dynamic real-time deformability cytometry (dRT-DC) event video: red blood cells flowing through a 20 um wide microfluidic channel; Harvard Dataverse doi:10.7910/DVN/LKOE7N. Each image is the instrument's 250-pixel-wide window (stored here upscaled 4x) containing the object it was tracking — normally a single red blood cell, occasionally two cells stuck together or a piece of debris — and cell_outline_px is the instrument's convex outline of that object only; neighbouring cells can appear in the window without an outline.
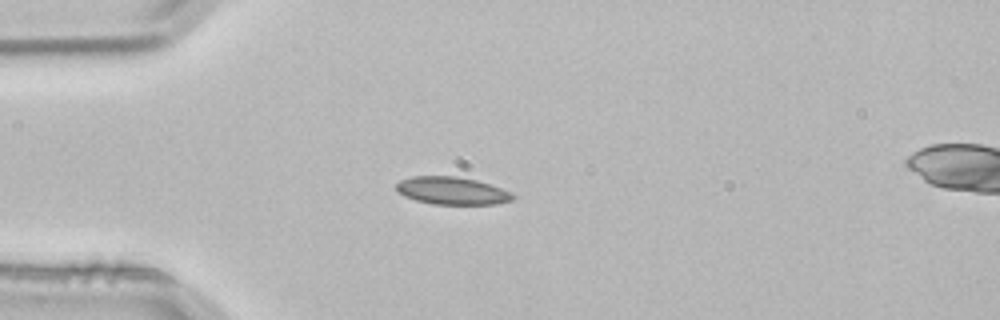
{"species": "common noctule bat (a hibernating species)", "species_latin": "Nyctalus noctula", "temperature_condition": "room temperature", "stored_images_in_passage": 2, "camera_frame_rate_fps": 3000, "um_per_image_px": 0.085, "animal": {"sex": "male", "body_mass_g": 21.5, "forearm_length_mm": 52.0}, "frame": {"image": 1, "passage_image": 1, "time_ms": 0.0, "image_size_px": [1000, 320], "cell_outline_px": [[516, 196], [512, 200], [496, 204], [432, 204], [416, 200], [404, 196], [396, 188], [396, 184], [400, 180], [412, 176], [456, 176], [476, 180], [512, 192]], "centroid_in_image_um": [38.43, 16.21], "position_along_channel_um": 46.6, "area_um2": 18.67}}